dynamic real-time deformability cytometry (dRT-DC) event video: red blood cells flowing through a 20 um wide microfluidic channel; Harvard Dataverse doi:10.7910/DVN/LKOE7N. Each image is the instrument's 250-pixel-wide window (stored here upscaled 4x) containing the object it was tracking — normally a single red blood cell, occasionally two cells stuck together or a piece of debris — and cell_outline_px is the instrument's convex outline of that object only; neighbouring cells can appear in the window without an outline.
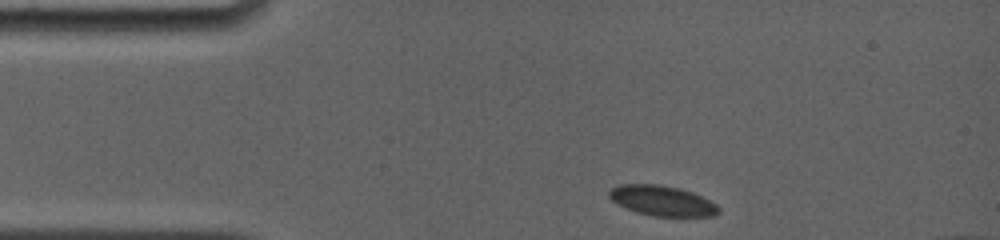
{"species": "common noctule bat (a hibernating species)", "species_latin": "Nyctalus noctula", "temperature_condition": "room temperature", "stored_images_in_passage": 14, "camera_frame_rate_fps": 4000, "um_per_image_px": 0.085, "animal": {"sex": "female", "body_mass_g": 19.0, "forearm_length_mm": 56.7}, "frame": {"image": 1, "passage_image": 1, "time_ms": 0.0, "image_size_px": [1000, 240], "cell_outline_px": [[720, 208], [712, 216], [656, 216], [640, 212], [628, 208], [612, 200], [608, 196], [608, 192], [612, 188], [620, 184], [660, 184], [680, 188], [692, 192], [716, 204]], "centroid_in_image_um": [56.27, 17.04], "position_along_channel_um": 28.7, "area_um2": 18.84}}
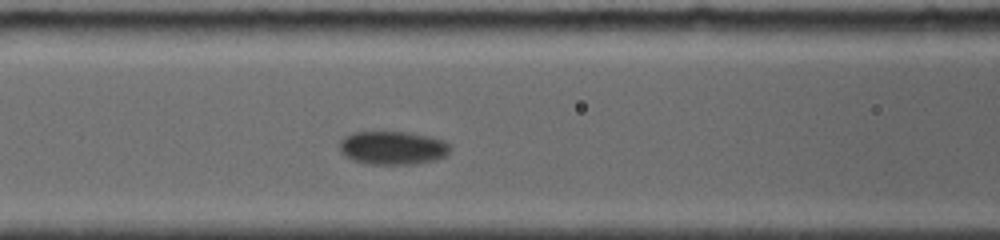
{"frame": {"image": 2, "passage_image": 11, "time_ms": 4.25, "image_size_px": [1000, 240], "cell_outline_px": [[448, 152], [444, 156], [428, 160], [408, 164], [368, 164], [356, 160], [340, 152], [340, 140], [344, 136], [352, 132], [408, 132], [428, 136], [440, 140], [448, 144]], "centroid_in_image_um": [33.3, 12.55], "position_along_channel_um": 133.3, "area_um2": 20.92}}
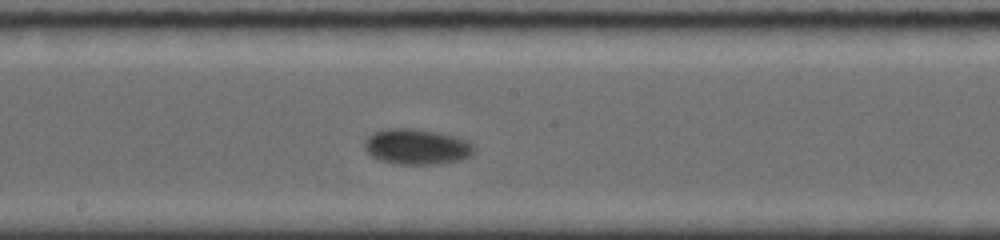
{"frame": {"image": 3, "passage_image": 14, "time_ms": 6.5, "image_size_px": [1000, 240], "cell_outline_px": [[472, 152], [468, 156], [460, 160], [440, 164], [392, 164], [380, 160], [372, 156], [364, 148], [364, 140], [368, 136], [384, 128], [412, 128], [440, 132], [464, 140], [472, 144]], "centroid_in_image_um": [35.36, 12.47], "position_along_channel_um": 212.8, "area_um2": 22.6}}